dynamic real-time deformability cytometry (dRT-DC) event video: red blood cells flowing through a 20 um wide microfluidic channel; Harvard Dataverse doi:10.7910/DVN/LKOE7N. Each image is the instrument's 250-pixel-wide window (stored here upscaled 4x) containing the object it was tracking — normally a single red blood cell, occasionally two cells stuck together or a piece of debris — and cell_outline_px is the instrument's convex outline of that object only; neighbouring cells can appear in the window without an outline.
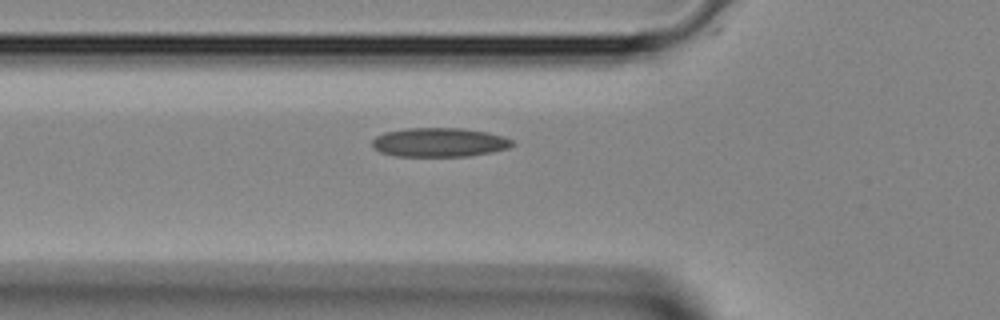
{"species": "Egyptian fruit bat (a non-hibernating species)", "species_latin": "Rousettus aegyptiacus", "temperature_condition": "room temperature", "stored_images_in_passage": 4, "camera_frame_rate_fps": 3000, "um_per_image_px": 0.085, "animal": {"sex": "female"}, "frame": {"image": 1, "passage_image": 3, "time_ms": 0.667, "image_size_px": [1000, 320], "cell_outline_px": [[516, 144], [508, 148], [492, 152], [468, 156], [396, 156], [380, 152], [372, 148], [372, 140], [376, 136], [384, 132], [404, 128], [460, 128], [488, 132], [504, 136], [512, 140]], "centroid_in_image_um": [37.34, 12.09], "position_along_channel_um": 88.5, "area_um2": 23.93}}